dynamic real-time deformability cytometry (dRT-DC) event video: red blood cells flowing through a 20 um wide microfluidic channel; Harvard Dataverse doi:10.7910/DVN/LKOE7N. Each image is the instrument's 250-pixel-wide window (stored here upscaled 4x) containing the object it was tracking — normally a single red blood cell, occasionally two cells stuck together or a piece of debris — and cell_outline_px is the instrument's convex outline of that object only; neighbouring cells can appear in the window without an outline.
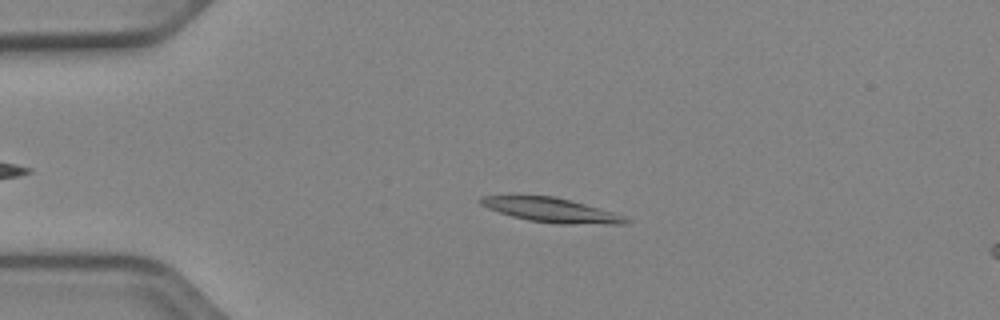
{"species": "Egyptian fruit bat (a non-hibernating species)", "species_latin": "Rousettus aegyptiacus", "temperature_condition": "cold", "stored_images_in_passage": 53, "camera_frame_rate_fps": 3000, "um_per_image_px": 0.085, "animal": {"sex": "female"}, "frame": {"image": 1, "passage_image": 13, "time_ms": 4.0, "image_size_px": [1000, 320], "cell_outline_px": [[632, 220], [624, 224], [560, 224], [528, 220], [512, 216], [488, 208], [480, 204], [476, 200], [480, 196], [512, 192], [556, 196], [612, 212], [624, 216]], "centroid_in_image_um": [46.69, 17.79], "position_along_channel_um": 38.3, "area_um2": 21.5}}
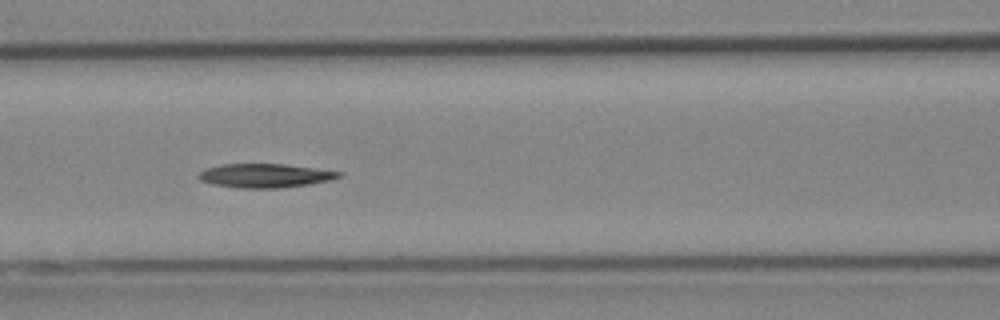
{"frame": {"image": 2, "passage_image": 24, "time_ms": 7.667, "image_size_px": [1000, 320], "cell_outline_px": [[344, 172], [340, 176], [332, 180], [308, 184], [280, 188], [236, 188], [212, 184], [200, 180], [196, 176], [200, 172], [208, 168], [220, 164], [284, 164]], "centroid_in_image_um": [22.51, 14.93], "position_along_channel_um": 144.1, "area_um2": 19.54}}
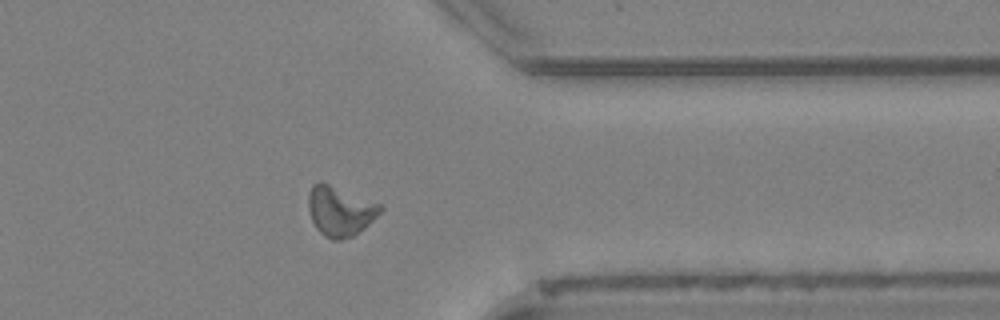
{"frame": {"image": 3, "passage_image": 43, "time_ms": 14.0, "image_size_px": [1000, 320], "cell_outline_px": [[384, 208], [364, 228], [352, 236], [340, 240], [332, 240], [324, 236], [316, 228], [312, 220], [308, 208], [308, 192], [312, 184], [320, 180], [380, 204]], "centroid_in_image_um": [28.86, 17.92], "position_along_channel_um": 382.5, "area_um2": 20.81}, "authors_computed_cell_mechanics": {"area_um2": 19.941, "velocity_mm_per_s": 3.8795, "shape_relaxation_time_tau1_ms": 11.2193, "shape_relaxation_time_tau2_ms": null, "deformation_change_tau1": 0.2169, "deformation_change_tau2": null}}